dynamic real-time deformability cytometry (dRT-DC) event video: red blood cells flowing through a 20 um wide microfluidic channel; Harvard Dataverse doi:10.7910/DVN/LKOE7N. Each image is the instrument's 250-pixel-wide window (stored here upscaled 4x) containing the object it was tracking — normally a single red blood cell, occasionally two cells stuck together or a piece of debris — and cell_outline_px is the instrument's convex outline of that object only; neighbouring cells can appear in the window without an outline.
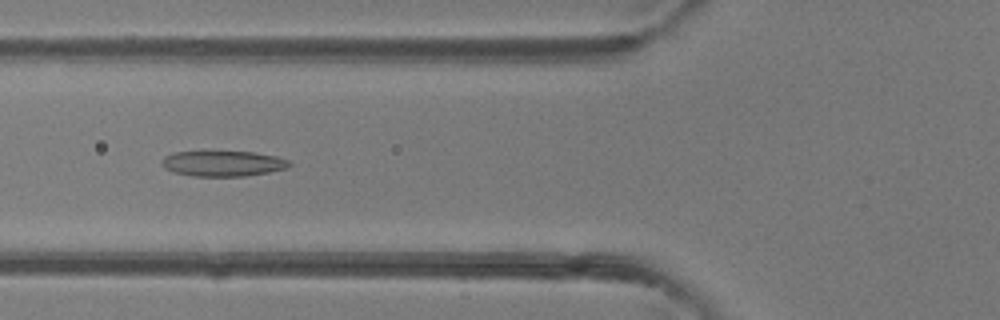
{"species": "common noctule bat (a hibernating species)", "species_latin": "Nyctalus noctula", "temperature_condition": "room temperature", "stored_images_in_passage": 37, "camera_frame_rate_fps": 3000, "um_per_image_px": 0.085, "animal": {"sex": "female"}, "frame": {"image": 1, "passage_image": 8, "time_ms": 2.333, "image_size_px": [1000, 320], "cell_outline_px": [[292, 164], [288, 168], [268, 172], [244, 176], [192, 176], [172, 172], [164, 168], [160, 164], [160, 160], [164, 156], [176, 152], [252, 152], [276, 156], [288, 160]], "centroid_in_image_um": [18.92, 13.9], "position_along_channel_um": 106.9, "area_um2": 18.96}}
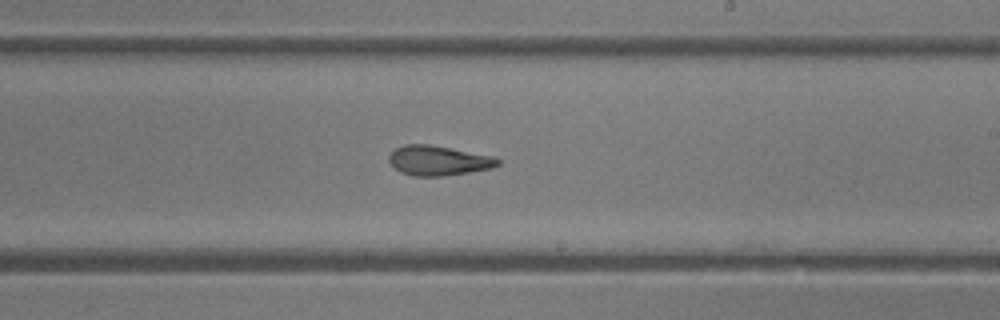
{"frame": {"image": 2, "passage_image": 18, "time_ms": 5.667, "image_size_px": [1000, 320], "cell_outline_px": [[500, 164], [492, 168], [444, 176], [412, 176], [400, 172], [388, 160], [388, 156], [396, 148], [404, 144], [428, 144], [496, 156], [500, 160]], "centroid_in_image_um": [37.28, 13.64], "position_along_channel_um": 251.7, "area_um2": 18.96}}
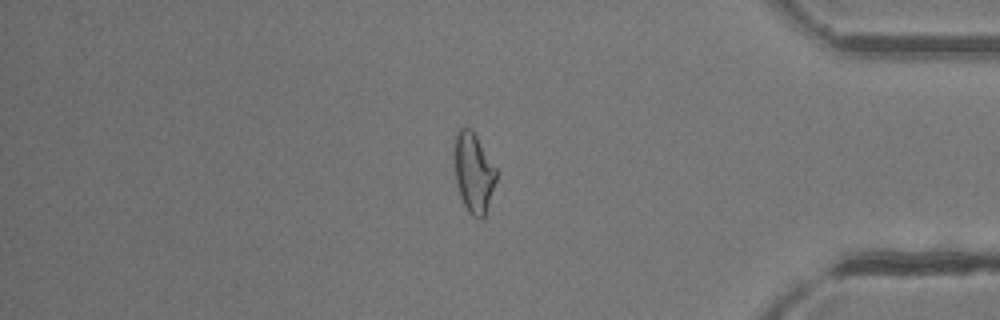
{"frame": {"image": 3, "passage_image": 30, "time_ms": 9.667, "image_size_px": [1000, 320], "cell_outline_px": [[496, 180], [484, 216], [480, 220], [476, 220], [468, 212], [460, 196], [456, 184], [452, 156], [456, 132], [460, 128], [472, 128], [496, 168]], "centroid_in_image_um": [40.21, 14.65], "position_along_channel_um": 395.0, "area_um2": 19.83}, "authors_computed_cell_mechanics": {"area_um2": 19.5364, "velocity_mm_per_s": 4.3377, "shape_relaxation_time_tau1_ms": 3.7217, "shape_relaxation_time_tau2_ms": 2.5764, "deformation_change_tau1": 0.1475, "deformation_change_tau2": 0.1232}}